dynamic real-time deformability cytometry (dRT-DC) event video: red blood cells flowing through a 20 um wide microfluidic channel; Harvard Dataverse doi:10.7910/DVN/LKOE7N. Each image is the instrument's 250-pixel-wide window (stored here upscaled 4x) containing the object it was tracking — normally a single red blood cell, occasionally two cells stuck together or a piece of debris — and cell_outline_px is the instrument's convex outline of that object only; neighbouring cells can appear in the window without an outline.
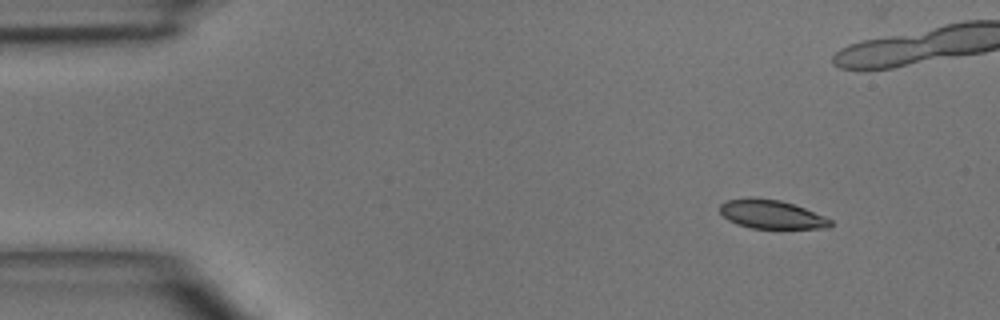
{"species": "common noctule bat (a hibernating species)", "species_latin": "Nyctalus noctula", "temperature_condition": "room temperature", "stored_images_in_passage": 4, "camera_frame_rate_fps": 3000, "um_per_image_px": 0.085, "animal": {"sex": "male", "body_mass_g": 15.6}, "frame": {"image": 1, "passage_image": 1, "time_ms": 0.0, "image_size_px": [1000, 320], "cell_outline_px": [[832, 224], [828, 228], [752, 228], [736, 224], [728, 220], [720, 212], [720, 204], [724, 200], [780, 200], [804, 208], [824, 216], [832, 220]], "centroid_in_image_um": [65.6, 18.26], "position_along_channel_um": 19.4, "area_um2": 17.8}}